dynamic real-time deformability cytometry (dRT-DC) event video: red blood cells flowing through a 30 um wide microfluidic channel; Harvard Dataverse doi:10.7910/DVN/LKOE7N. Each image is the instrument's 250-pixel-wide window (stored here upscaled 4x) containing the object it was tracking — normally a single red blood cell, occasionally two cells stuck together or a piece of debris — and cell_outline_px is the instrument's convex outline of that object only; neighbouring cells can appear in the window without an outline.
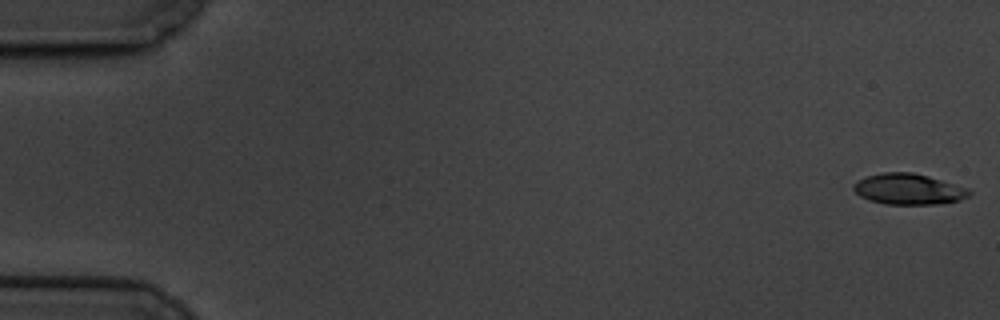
{"species": "common noctule bat (a hibernating species)", "species_latin": "Nyctalus noctula", "temperature_condition": "cold", "stored_images_in_passage": 16, "camera_frame_rate_fps": 3000, "um_per_image_px": 0.085, "animal": {"sex": "male", "body_mass_g": 19.5, "forearm_length_mm": 54.6}, "frame": {"image": 1, "passage_image": 1, "time_ms": 0.0, "image_size_px": [1000, 320], "cell_outline_px": [[972, 192], [968, 196], [960, 200], [932, 204], [884, 204], [868, 200], [860, 196], [852, 188], [852, 184], [856, 180], [868, 176], [884, 172], [912, 172], [928, 176], [968, 188]], "centroid_in_image_um": [77.18, 16.07], "position_along_channel_um": 7.8, "area_um2": 20.75}}
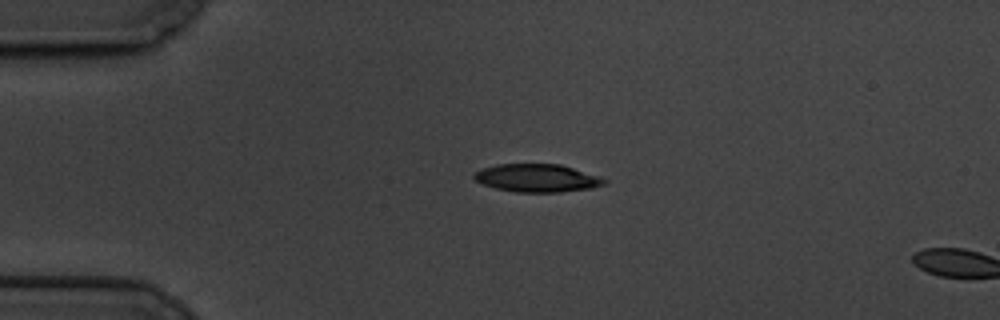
{"frame": {"image": 2, "passage_image": 14, "time_ms": 4.333, "image_size_px": [1000, 320], "cell_outline_px": [[608, 180], [604, 184], [592, 188], [560, 192], [516, 192], [496, 188], [484, 184], [476, 180], [472, 176], [472, 172], [496, 164], [560, 164]], "centroid_in_image_um": [45.61, 15.13], "position_along_channel_um": 39.4, "area_um2": 20.98}}